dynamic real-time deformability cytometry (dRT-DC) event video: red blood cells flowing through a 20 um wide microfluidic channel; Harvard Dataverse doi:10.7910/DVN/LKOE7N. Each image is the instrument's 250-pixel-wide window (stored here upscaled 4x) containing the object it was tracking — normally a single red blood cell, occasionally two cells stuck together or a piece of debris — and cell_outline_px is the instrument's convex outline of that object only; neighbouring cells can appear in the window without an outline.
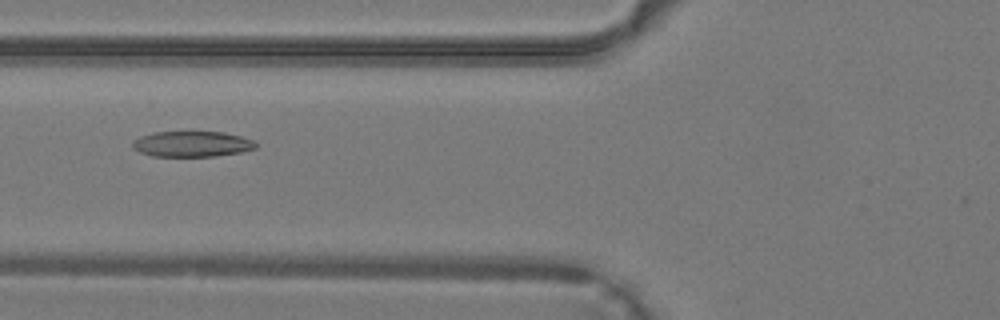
{"species": "common noctule bat (a hibernating species)", "species_latin": "Nyctalus noctula", "temperature_condition": "warm", "stored_images_in_passage": 12, "camera_frame_rate_fps": 3000, "um_per_image_px": 0.085, "animal": {"sex": "male", "body_mass_g": 19.2, "forearm_length_mm": 51.8}, "frame": {"image": 1, "passage_image": 5, "time_ms": 1.333, "image_size_px": [1000, 320], "cell_outline_px": [[256, 148], [240, 152], [216, 156], [152, 156], [140, 152], [132, 148], [132, 144], [140, 136], [156, 132], [224, 132], [240, 136], [252, 140], [256, 144]], "centroid_in_image_um": [16.31, 12.24], "position_along_channel_um": 109.5, "area_um2": 18.21}}
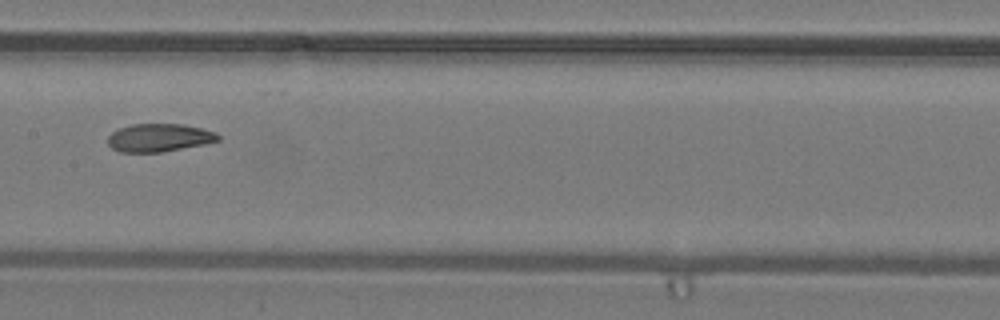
{"frame": {"image": 2, "passage_image": 10, "time_ms": 3.0, "image_size_px": [1000, 320], "cell_outline_px": [[220, 140], [204, 144], [160, 152], [120, 152], [112, 148], [108, 144], [108, 136], [112, 132], [120, 128], [132, 124], [184, 124], [216, 132], [220, 136]], "centroid_in_image_um": [13.52, 11.7], "position_along_channel_um": 193.9, "area_um2": 17.92}}
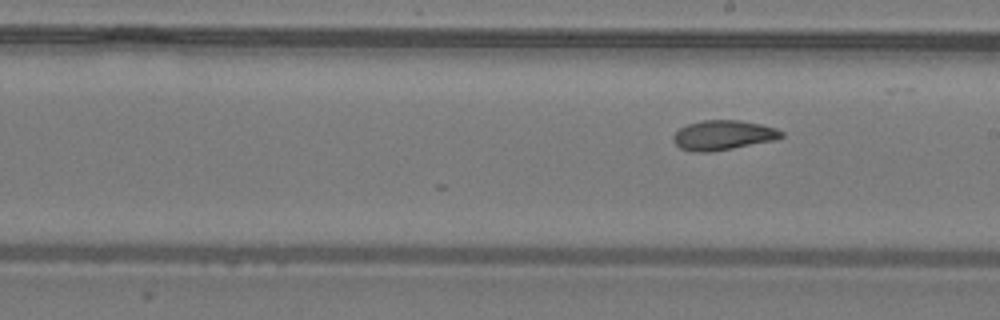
{"frame": {"image": 3, "passage_image": 12, "time_ms": 3.667, "image_size_px": [1000, 320], "cell_outline_px": [[784, 136], [776, 140], [712, 152], [692, 152], [680, 148], [672, 140], [672, 136], [680, 128], [688, 124], [704, 120], [740, 120], [760, 124], [776, 128], [784, 132]], "centroid_in_image_um": [61.47, 11.5], "position_along_channel_um": 227.5, "area_um2": 18.84}}